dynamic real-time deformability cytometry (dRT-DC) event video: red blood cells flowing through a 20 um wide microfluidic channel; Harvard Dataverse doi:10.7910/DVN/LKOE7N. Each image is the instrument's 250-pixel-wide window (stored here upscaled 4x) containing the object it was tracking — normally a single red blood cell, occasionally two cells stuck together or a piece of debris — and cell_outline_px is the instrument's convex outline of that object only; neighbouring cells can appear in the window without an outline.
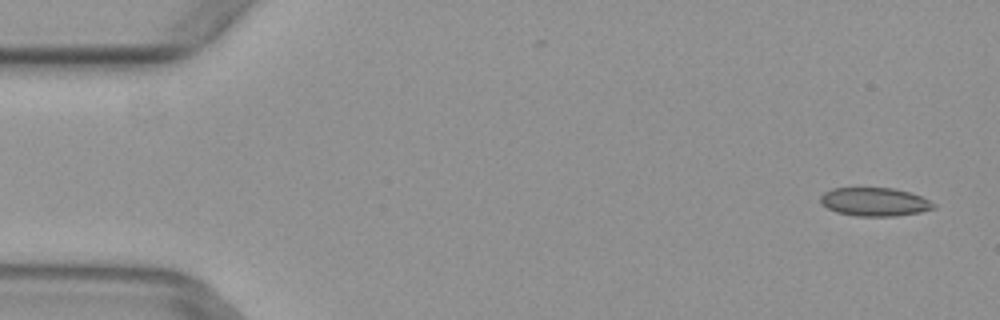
{"species": "common noctule bat (a hibernating species)", "species_latin": "Nyctalus noctula", "temperature_condition": "warm", "stored_images_in_passage": 4, "camera_frame_rate_fps": 3000, "um_per_image_px": 0.085, "animal": {"sex": "female", "body_mass_g": 29.2, "forearm_length_mm": 56.3}, "frame": {"image": 1, "passage_image": 1, "time_ms": 0.0, "image_size_px": [1000, 320], "cell_outline_px": [[936, 208], [920, 212], [896, 216], [856, 216], [836, 212], [820, 204], [820, 196], [824, 192], [832, 188], [896, 188], [920, 196], [936, 204]], "centroid_in_image_um": [74.32, 17.16], "position_along_channel_um": 10.7, "area_um2": 18.84}}